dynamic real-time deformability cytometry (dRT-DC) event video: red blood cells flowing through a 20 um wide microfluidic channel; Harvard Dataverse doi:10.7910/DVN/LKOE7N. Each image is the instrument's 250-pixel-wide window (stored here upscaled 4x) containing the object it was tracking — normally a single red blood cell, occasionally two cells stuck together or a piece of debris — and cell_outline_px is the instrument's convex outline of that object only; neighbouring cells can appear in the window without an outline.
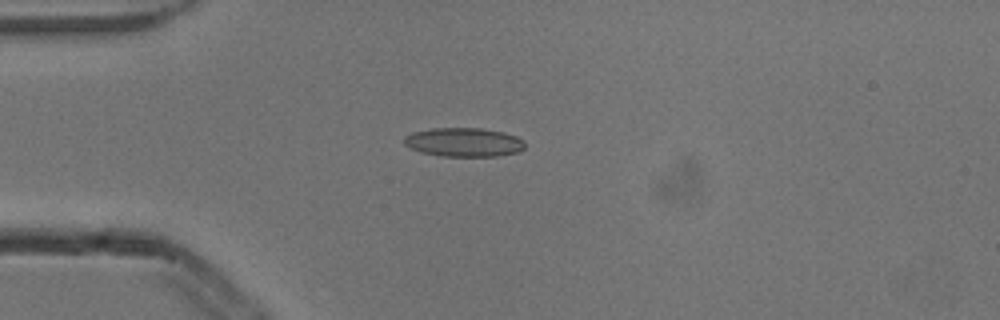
{"species": "common noctule bat (a hibernating species)", "species_latin": "Nyctalus noctula", "temperature_condition": "cold", "stored_images_in_passage": 7, "camera_frame_rate_fps": 3000, "um_per_image_px": 0.085, "animal": {"sex": "male", "body_mass_g": 13.3}, "frame": {"image": 1, "passage_image": 3, "time_ms": 0.667, "image_size_px": [1000, 320], "cell_outline_px": [[524, 148], [520, 152], [496, 156], [440, 156], [420, 152], [404, 144], [404, 136], [412, 132], [432, 128], [480, 128], [504, 132], [516, 136], [524, 140]], "centroid_in_image_um": [39.43, 12.09], "position_along_channel_um": 45.6, "area_um2": 20.46}}
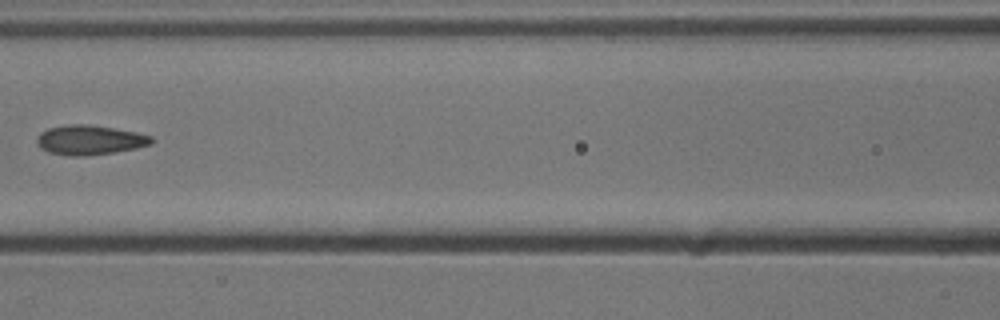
{"frame": {"image": 2, "passage_image": 6, "time_ms": 1.667, "image_size_px": [1000, 320], "cell_outline_px": [[152, 144], [136, 148], [112, 152], [84, 156], [68, 156], [48, 152], [40, 148], [36, 144], [36, 136], [40, 132], [48, 128], [68, 124], [88, 124], [136, 132], [152, 136]], "centroid_in_image_um": [7.57, 11.9], "position_along_channel_um": 159.0, "area_um2": 19.83}}
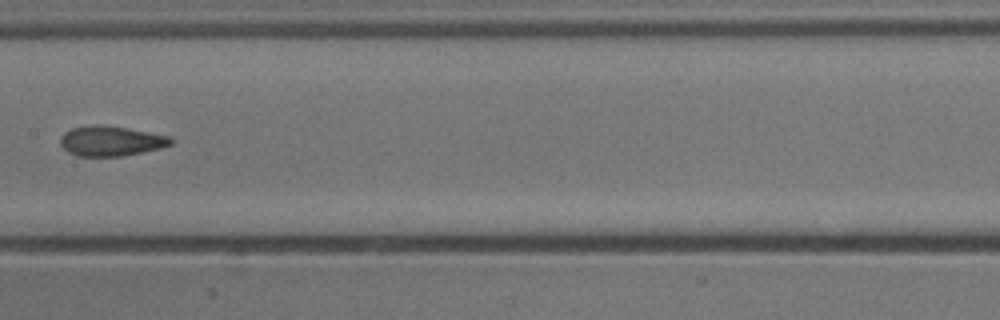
{"frame": {"image": 3, "passage_image": 7, "time_ms": 2.0, "image_size_px": [1000, 320], "cell_outline_px": [[172, 144], [160, 148], [124, 156], [76, 156], [68, 152], [60, 144], [60, 140], [64, 132], [72, 128], [96, 124], [100, 124], [128, 128], [168, 136], [172, 140]], "centroid_in_image_um": [9.4, 11.98], "position_along_channel_um": 198.0, "area_um2": 19.25}}